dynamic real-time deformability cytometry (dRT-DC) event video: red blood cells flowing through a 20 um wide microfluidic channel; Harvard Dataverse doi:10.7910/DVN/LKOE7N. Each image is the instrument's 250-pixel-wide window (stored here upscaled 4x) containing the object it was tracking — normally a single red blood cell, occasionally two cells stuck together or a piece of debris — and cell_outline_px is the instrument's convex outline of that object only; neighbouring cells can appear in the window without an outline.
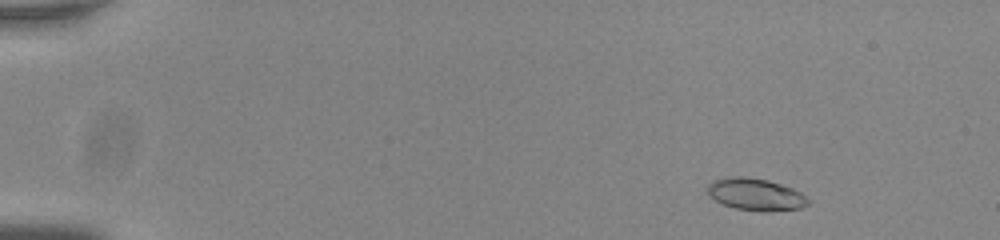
{"species": "common noctule bat (a hibernating species)", "species_latin": "Nyctalus noctula", "temperature_condition": "room temperature", "stored_images_in_passage": 52, "camera_frame_rate_fps": 3000, "um_per_image_px": 0.085, "animal": {"sex": "male", "body_mass_g": 20.0, "forearm_length_mm": 53.3}, "frame": {"image": 1, "passage_image": 4, "time_ms": 1.0, "image_size_px": [1000, 240], "cell_outline_px": [[812, 204], [800, 208], [764, 212], [760, 212], [736, 208], [724, 204], [708, 196], [708, 184], [712, 180], [728, 176], [744, 176], [768, 180], [792, 188], [808, 196], [812, 200]], "centroid_in_image_um": [64.27, 16.52], "position_along_channel_um": 20.7, "area_um2": 19.13}}
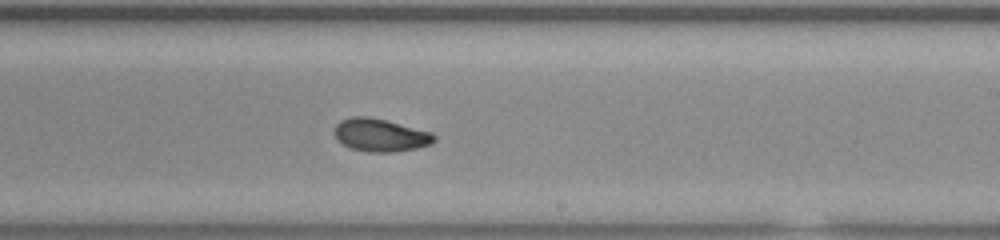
{"frame": {"image": 2, "passage_image": 32, "time_ms": 10.333, "image_size_px": [1000, 240], "cell_outline_px": [[436, 140], [432, 144], [416, 148], [392, 152], [368, 152], [352, 148], [336, 140], [336, 124], [340, 120], [352, 116], [368, 116], [432, 132], [436, 136]], "centroid_in_image_um": [32.35, 11.48], "position_along_channel_um": 256.6, "area_um2": 18.96}}
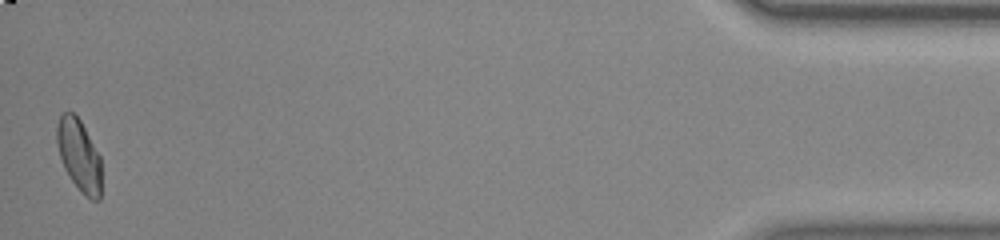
{"frame": {"image": 3, "passage_image": 52, "time_ms": 17.0, "image_size_px": [1000, 240], "cell_outline_px": [[100, 200], [92, 200], [84, 196], [80, 192], [64, 168], [60, 156], [56, 140], [56, 128], [60, 116], [64, 112], [72, 112], [80, 120], [100, 156]], "centroid_in_image_um": [6.71, 13.21], "position_along_channel_um": 428.5, "area_um2": 18.44}, "authors_computed_cell_mechanics": {"area_um2": 18.8717, "velocity_mm_per_s": 3.7874, "shape_relaxation_time_tau1_ms": 5.9933, "shape_relaxation_time_tau2_ms": 2.1066, "deformation_change_tau1": 0.1603, "deformation_change_tau2": 0.0617}}